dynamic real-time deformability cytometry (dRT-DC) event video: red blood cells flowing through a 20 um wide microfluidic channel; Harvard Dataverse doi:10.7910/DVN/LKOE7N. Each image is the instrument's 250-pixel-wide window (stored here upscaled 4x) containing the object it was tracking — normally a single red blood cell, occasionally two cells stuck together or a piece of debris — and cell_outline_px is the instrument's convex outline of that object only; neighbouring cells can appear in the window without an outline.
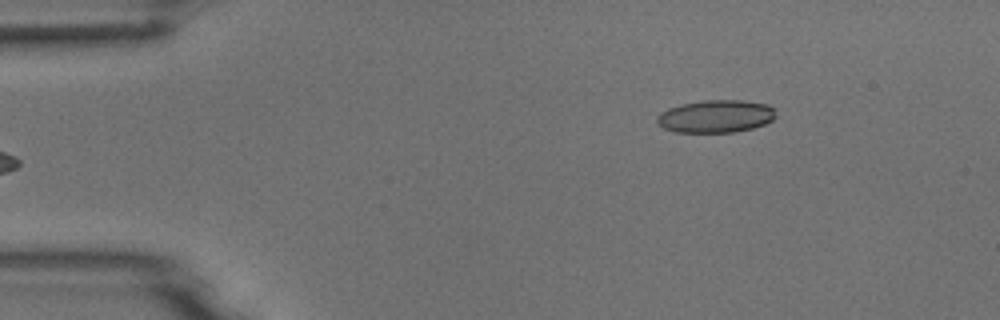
{"species": "common noctule bat (a hibernating species)", "species_latin": "Nyctalus noctula", "temperature_condition": "room temperature", "stored_images_in_passage": 4, "camera_frame_rate_fps": 3000, "um_per_image_px": 0.085, "animal": {"sex": "male", "body_mass_g": 18.8}, "frame": {"image": 1, "passage_image": 4, "time_ms": 4.0, "image_size_px": [1000, 320], "cell_outline_px": [[776, 116], [772, 120], [764, 124], [752, 128], [732, 132], [676, 132], [664, 128], [656, 120], [656, 116], [660, 112], [668, 108], [680, 104], [704, 100], [740, 100], [768, 104], [776, 108]], "centroid_in_image_um": [60.86, 9.87], "position_along_channel_um": 24.1, "area_um2": 22.72}}